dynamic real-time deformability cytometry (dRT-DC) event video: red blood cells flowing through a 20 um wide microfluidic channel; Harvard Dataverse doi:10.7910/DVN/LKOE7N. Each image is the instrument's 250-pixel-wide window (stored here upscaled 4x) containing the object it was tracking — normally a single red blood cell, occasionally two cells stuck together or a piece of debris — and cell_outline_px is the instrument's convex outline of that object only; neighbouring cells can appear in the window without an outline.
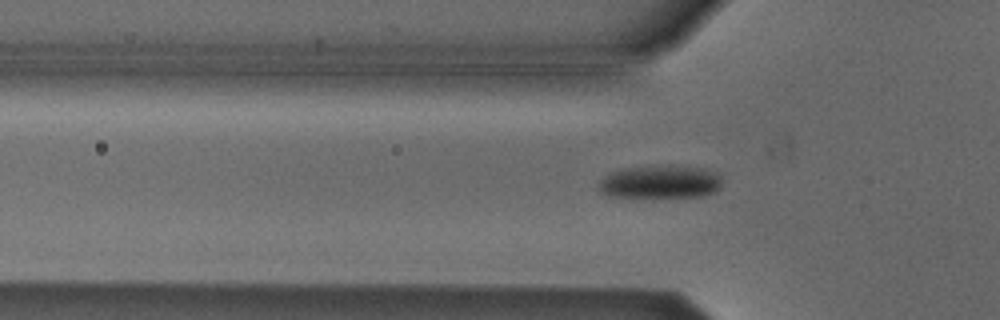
{"species": "Egyptian fruit bat (a non-hibernating species)", "species_latin": "Rousettus aegyptiacus", "temperature_condition": "cold", "stored_images_in_passage": 46, "camera_frame_rate_fps": 3000, "um_per_image_px": 0.085, "animal": {"sex": "male"}, "frame": {"image": 1, "passage_image": 14, "time_ms": 4.333, "image_size_px": [1000, 320], "cell_outline_px": [[720, 188], [716, 192], [704, 196], [612, 196], [600, 192], [600, 180], [604, 176], [612, 172], [624, 168], [668, 164], [672, 164], [704, 168], [716, 172], [720, 176]], "centroid_in_image_um": [56.18, 15.43], "position_along_channel_um": 69.6, "area_um2": 23.81}}
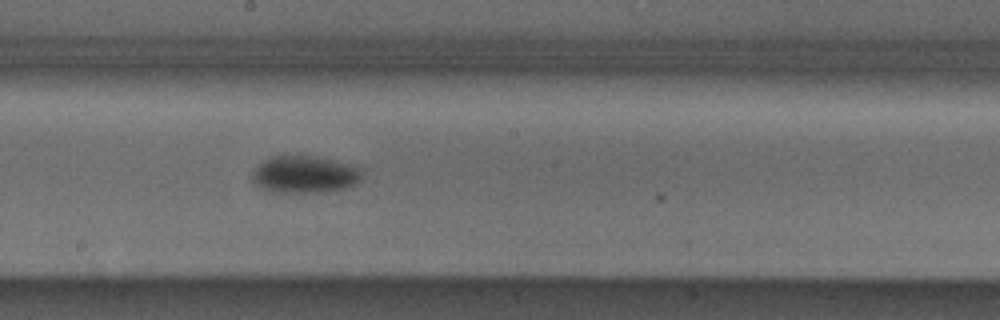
{"frame": {"image": 2, "passage_image": 26, "time_ms": 8.333, "image_size_px": [1000, 320], "cell_outline_px": [[364, 172], [360, 180], [356, 184], [348, 188], [320, 192], [272, 192], [260, 188], [252, 180], [252, 172], [256, 164], [272, 156], [288, 152], [300, 152], [356, 164]], "centroid_in_image_um": [25.91, 14.76], "position_along_channel_um": 222.3, "area_um2": 25.26}}
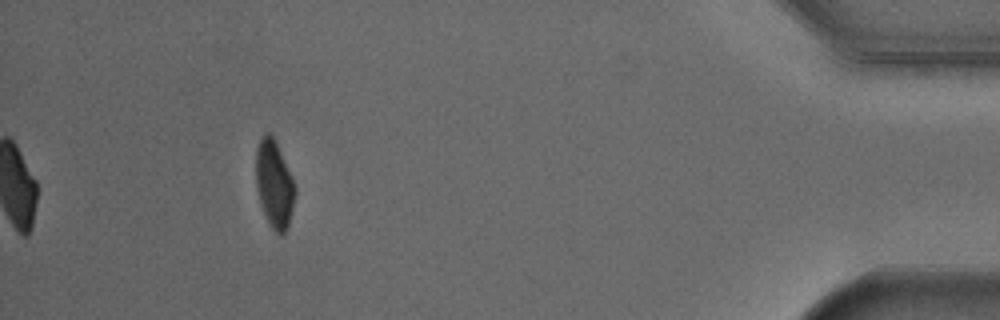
{"frame": {"image": 3, "passage_image": 46, "time_ms": 15.0, "image_size_px": [1000, 320], "cell_outline_px": [[296, 192], [288, 228], [284, 236], [280, 236], [272, 228], [260, 204], [256, 184], [256, 148], [260, 136], [264, 132], [272, 132], [276, 140], [296, 184]], "centroid_in_image_um": [23.32, 15.6], "position_along_channel_um": 411.9, "area_um2": 20.46}, "authors_computed_cell_mechanics": {"area_um2": 23.0911, "velocity_mm_per_s": 3.8149, "shape_relaxation_time_tau1_ms": 5.7314, "shape_relaxation_time_tau2_ms": null, "deformation_change_tau1": 0.1422, "deformation_change_tau2": null}}